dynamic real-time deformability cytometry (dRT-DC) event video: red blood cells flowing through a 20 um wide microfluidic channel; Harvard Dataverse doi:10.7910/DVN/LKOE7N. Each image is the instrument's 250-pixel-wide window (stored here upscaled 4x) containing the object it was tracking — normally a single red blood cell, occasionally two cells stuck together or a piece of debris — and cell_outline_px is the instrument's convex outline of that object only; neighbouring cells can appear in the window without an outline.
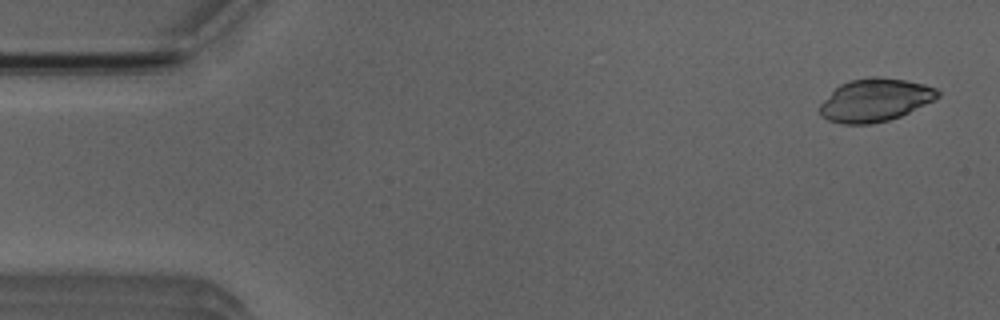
{"species": "Egyptian fruit bat (a non-hibernating species)", "species_latin": "Rousettus aegyptiacus", "temperature_condition": "room temperature", "stored_images_in_passage": 5, "camera_frame_rate_fps": 3000, "um_per_image_px": 0.085, "animal": {"sex": "male"}, "frame": {"image": 1, "passage_image": 1, "time_ms": 0.0, "image_size_px": [1000, 320], "cell_outline_px": [[940, 96], [900, 116], [888, 120], [872, 124], [844, 124], [828, 120], [820, 116], [820, 104], [840, 84], [852, 80], [868, 76], [876, 76], [904, 80], [924, 84], [936, 88], [940, 92]], "centroid_in_image_um": [74.36, 8.5], "position_along_channel_um": 10.6, "area_um2": 29.19}}